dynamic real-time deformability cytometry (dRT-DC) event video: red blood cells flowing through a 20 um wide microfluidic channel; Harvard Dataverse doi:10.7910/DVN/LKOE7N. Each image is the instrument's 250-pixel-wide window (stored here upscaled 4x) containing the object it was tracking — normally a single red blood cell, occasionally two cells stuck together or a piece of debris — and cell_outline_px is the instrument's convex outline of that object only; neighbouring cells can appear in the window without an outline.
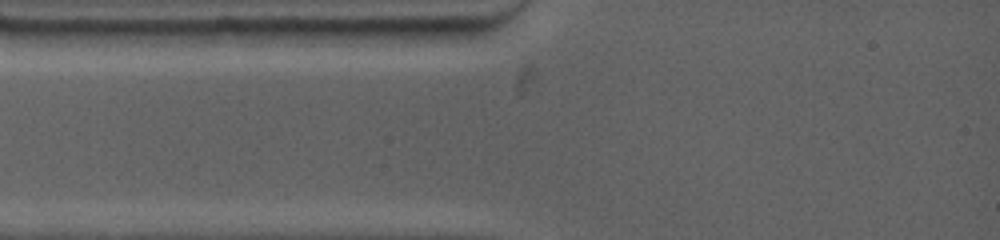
{"species": "common noctule bat (a hibernating species)", "species_latin": "Nyctalus noctula", "temperature_condition": "warm", "stored_images_in_passage": 3, "camera_frame_rate_fps": 4500, "um_per_image_px": 0.085, "animal": {"sex": "female", "body_mass_g": 19.0, "forearm_length_mm": 53.3}, "frame": {"image": 1, "passage_image": 2, "time_ms": 0.222, "image_size_px": [1000, 240], "cell_outline_px": [[176, 32], [164, 44], [156, 48], [96, 48], [64, 44], [36, 32], [72, 28], [132, 28]], "centroid_in_image_um": [9.37, 3.19], "position_along_channel_um": 75.6, "area_um2": 15.61}}